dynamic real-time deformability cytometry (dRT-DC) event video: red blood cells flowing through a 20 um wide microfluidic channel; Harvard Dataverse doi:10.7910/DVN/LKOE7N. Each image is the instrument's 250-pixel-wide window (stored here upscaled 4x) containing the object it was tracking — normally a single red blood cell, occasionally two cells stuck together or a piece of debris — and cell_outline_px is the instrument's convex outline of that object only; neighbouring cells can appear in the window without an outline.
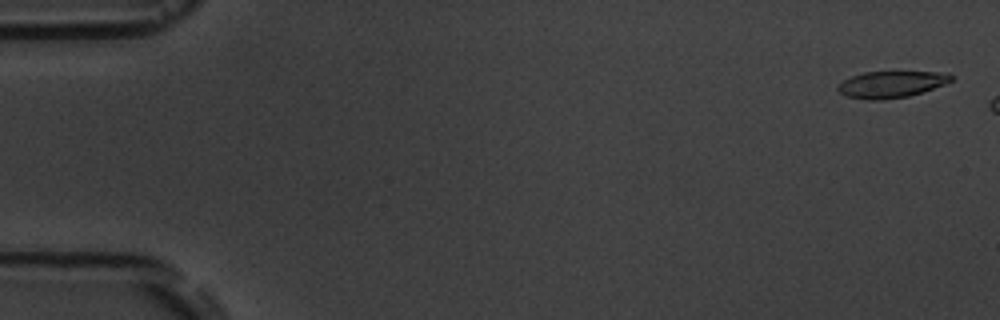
{"species": "common noctule bat (a hibernating species)", "species_latin": "Nyctalus noctula", "temperature_condition": "room temperature", "stored_images_in_passage": 6, "camera_frame_rate_fps": 3000, "um_per_image_px": 0.085, "animal": {"sex": "male", "body_mass_g": 19.5, "forearm_length_mm": 54.6}, "frame": {"image": 1, "passage_image": 1, "time_ms": 0.0, "image_size_px": [1000, 320], "cell_outline_px": [[956, 76], [952, 80], [944, 84], [908, 96], [884, 100], [868, 100], [848, 96], [840, 92], [836, 88], [844, 80], [852, 76], [864, 72], [948, 72]], "centroid_in_image_um": [75.78, 7.16], "position_along_channel_um": 9.2, "area_um2": 17.4}}